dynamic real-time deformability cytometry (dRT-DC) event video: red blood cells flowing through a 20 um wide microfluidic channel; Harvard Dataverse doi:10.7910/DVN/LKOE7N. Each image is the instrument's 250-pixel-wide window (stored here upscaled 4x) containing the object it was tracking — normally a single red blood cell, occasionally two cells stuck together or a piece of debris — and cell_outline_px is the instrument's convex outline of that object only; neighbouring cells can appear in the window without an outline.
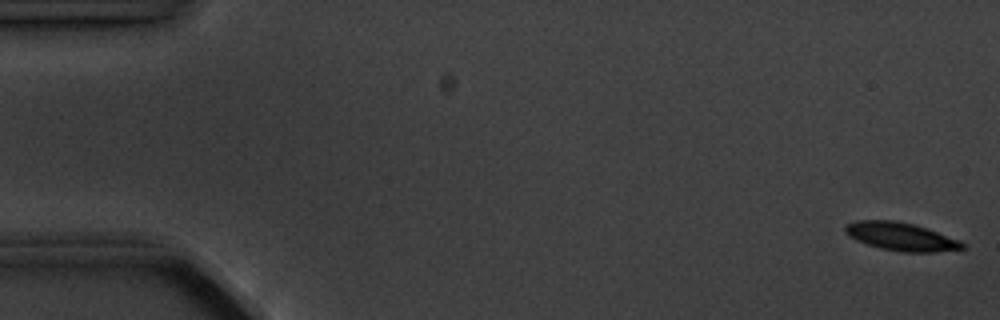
{"species": "common noctule bat (a hibernating species)", "species_latin": "Nyctalus noctula", "temperature_condition": "cold", "stored_images_in_passage": 5, "camera_frame_rate_fps": 3000, "um_per_image_px": 0.085, "animal": {"sex": "male", "body_mass_g": 20.1, "forearm_length_mm": 53.5}, "frame": {"image": 1, "passage_image": 1, "time_ms": 0.0, "image_size_px": [1000, 320], "cell_outline_px": [[968, 248], [936, 252], [904, 252], [880, 248], [856, 240], [848, 236], [844, 232], [844, 224], [856, 220], [896, 220], [928, 228], [960, 240]], "centroid_in_image_um": [76.58, 20.1], "position_along_channel_um": 8.4, "area_um2": 19.42}}